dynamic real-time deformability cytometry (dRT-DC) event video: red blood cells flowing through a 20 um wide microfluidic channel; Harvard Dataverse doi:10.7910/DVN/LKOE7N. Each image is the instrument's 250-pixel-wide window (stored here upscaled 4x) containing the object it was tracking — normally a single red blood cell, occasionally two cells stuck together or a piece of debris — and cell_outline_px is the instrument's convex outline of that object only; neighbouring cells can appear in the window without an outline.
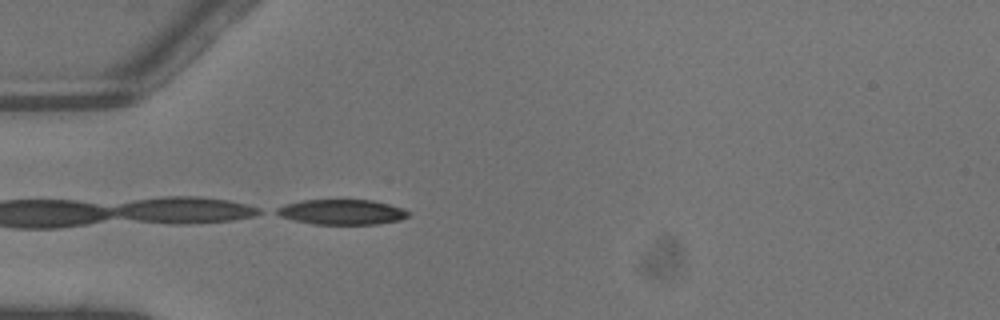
{"species": "common noctule bat (a hibernating species)", "species_latin": "Nyctalus noctula", "temperature_condition": "warm", "stored_images_in_passage": 4, "camera_frame_rate_fps": 3000, "um_per_image_px": 0.085, "animal": {"sex": "male", "body_mass_g": 13.3}, "frame": {"image": 1, "passage_image": 4, "time_ms": 1.0, "image_size_px": [1000, 320], "cell_outline_px": [[408, 216], [400, 220], [376, 224], [312, 224], [292, 220], [280, 216], [272, 212], [276, 208], [284, 204], [300, 200], [372, 200], [388, 204], [400, 208], [408, 212]], "centroid_in_image_um": [28.96, 18.02], "position_along_channel_um": 56.0, "area_um2": 19.31}}